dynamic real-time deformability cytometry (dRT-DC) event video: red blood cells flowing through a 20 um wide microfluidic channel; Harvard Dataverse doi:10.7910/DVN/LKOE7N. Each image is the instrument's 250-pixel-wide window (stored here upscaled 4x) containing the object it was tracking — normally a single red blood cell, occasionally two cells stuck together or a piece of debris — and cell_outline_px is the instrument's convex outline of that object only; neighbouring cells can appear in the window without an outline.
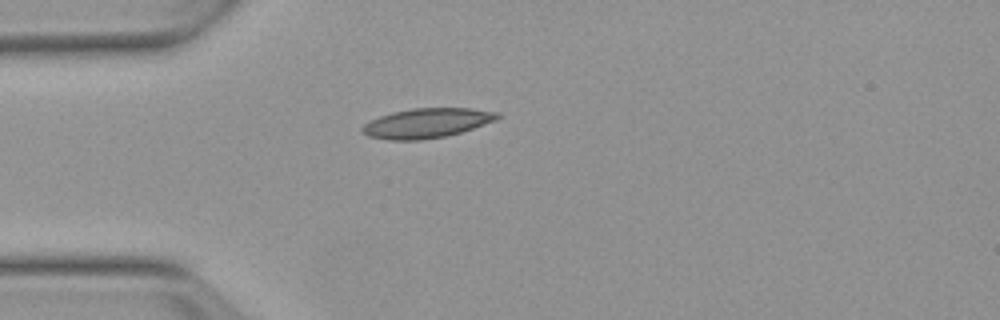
{"species": "Egyptian fruit bat (a non-hibernating species)", "species_latin": "Rousettus aegyptiacus", "temperature_condition": "warm", "stored_images_in_passage": 40, "camera_frame_rate_fps": 3000, "um_per_image_px": 0.085, "animal": {"sex": "female"}, "frame": {"image": 1, "passage_image": 1, "time_ms": 0.0, "image_size_px": [1000, 320], "cell_outline_px": [[500, 116], [496, 120], [460, 132], [444, 136], [420, 140], [388, 140], [368, 136], [360, 128], [364, 124], [380, 116], [392, 112], [412, 108], [472, 108], [500, 112]], "centroid_in_image_um": [36.28, 10.45], "position_along_channel_um": 48.7, "area_um2": 23.18}}
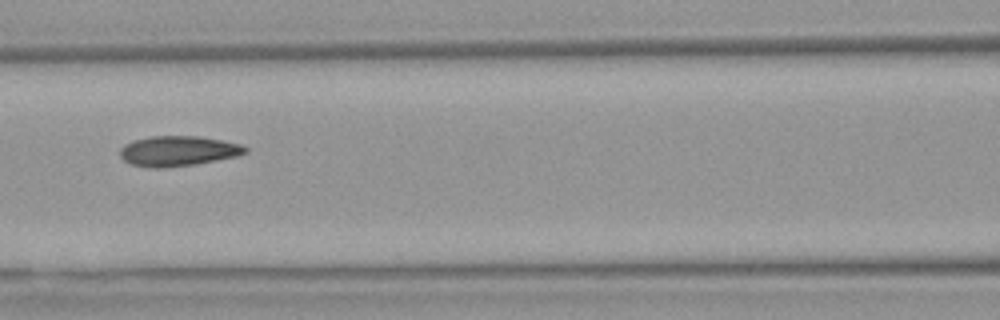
{"frame": {"image": 2, "passage_image": 10, "time_ms": 3.0, "image_size_px": [1000, 320], "cell_outline_px": [[248, 152], [236, 156], [196, 164], [160, 168], [152, 168], [132, 164], [124, 160], [120, 156], [120, 148], [124, 144], [132, 140], [152, 136], [200, 136], [240, 144], [248, 148]], "centroid_in_image_um": [15.12, 12.83], "position_along_channel_um": 151.5, "area_um2": 21.96}}
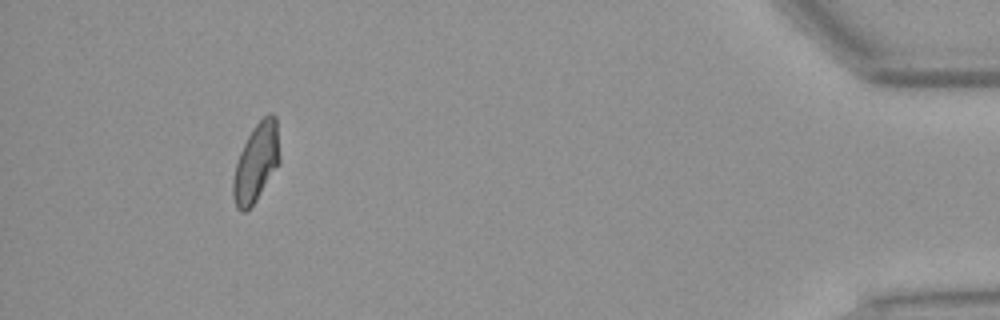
{"frame": {"image": 3, "passage_image": 36, "time_ms": 11.667, "image_size_px": [1000, 320], "cell_outline_px": [[280, 160], [256, 200], [244, 212], [240, 212], [236, 208], [232, 196], [232, 180], [236, 164], [240, 152], [252, 128], [268, 112], [272, 112], [276, 116], [280, 156]], "centroid_in_image_um": [21.76, 13.8], "position_along_channel_um": 413.4, "area_um2": 21.1}, "authors_computed_cell_mechanics": {"area_um2": 21.3571, "velocity_mm_per_s": 3.8202, "shape_relaxation_time_tau1_ms": 7.28, "shape_relaxation_time_tau2_ms": 2.696, "deformation_change_tau1": 0.1805, "deformation_change_tau2": 0.0729}}